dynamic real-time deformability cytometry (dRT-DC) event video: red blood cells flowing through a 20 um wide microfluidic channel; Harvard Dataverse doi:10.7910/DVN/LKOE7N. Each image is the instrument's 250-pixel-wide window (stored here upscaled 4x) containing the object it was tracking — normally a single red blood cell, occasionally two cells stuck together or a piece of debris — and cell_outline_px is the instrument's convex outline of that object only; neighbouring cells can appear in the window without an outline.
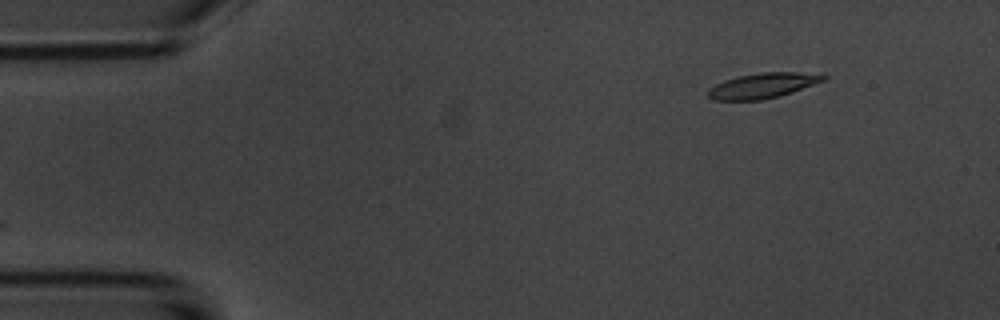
{"species": "common noctule bat (a hibernating species)", "species_latin": "Nyctalus noctula", "temperature_condition": "room temperature", "stored_images_in_passage": 2, "camera_frame_rate_fps": 3000, "um_per_image_px": 0.085, "animal": {"sex": "male", "body_mass_g": 20.1, "forearm_length_mm": 53.5}, "frame": {"image": 1, "passage_image": 2, "time_ms": 1.333, "image_size_px": [1000, 320], "cell_outline_px": [[828, 76], [824, 80], [792, 92], [780, 96], [760, 100], [712, 100], [708, 96], [708, 88], [724, 80], [740, 76], [760, 72], [824, 72]], "centroid_in_image_um": [64.88, 7.26], "position_along_channel_um": 20.1, "area_um2": 17.11}}